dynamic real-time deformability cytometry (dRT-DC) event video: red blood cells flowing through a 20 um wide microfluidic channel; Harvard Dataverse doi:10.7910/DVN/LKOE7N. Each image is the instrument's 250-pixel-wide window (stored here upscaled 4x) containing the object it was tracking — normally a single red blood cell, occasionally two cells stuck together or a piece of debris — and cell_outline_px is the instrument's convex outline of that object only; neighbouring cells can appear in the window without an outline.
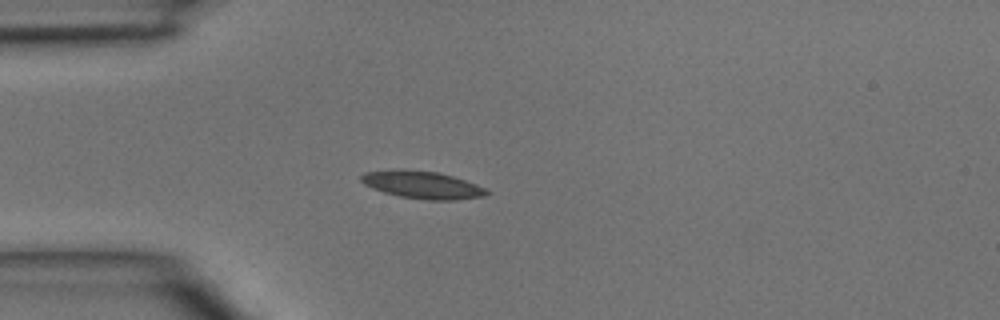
{"species": "common noctule bat (a hibernating species)", "species_latin": "Nyctalus noctula", "temperature_condition": "room temperature", "stored_images_in_passage": 4, "camera_frame_rate_fps": 3000, "um_per_image_px": 0.085, "animal": {"sex": "male", "body_mass_g": 15.6}, "frame": {"image": 1, "passage_image": 4, "time_ms": 1.0, "image_size_px": [1000, 320], "cell_outline_px": [[492, 192], [484, 196], [456, 200], [428, 200], [400, 196], [384, 192], [372, 188], [364, 184], [360, 180], [360, 176], [364, 172], [392, 168], [404, 168], [436, 172], [452, 176], [476, 184]], "centroid_in_image_um": [35.85, 15.69], "position_along_channel_um": 49.1, "area_um2": 20.35}}